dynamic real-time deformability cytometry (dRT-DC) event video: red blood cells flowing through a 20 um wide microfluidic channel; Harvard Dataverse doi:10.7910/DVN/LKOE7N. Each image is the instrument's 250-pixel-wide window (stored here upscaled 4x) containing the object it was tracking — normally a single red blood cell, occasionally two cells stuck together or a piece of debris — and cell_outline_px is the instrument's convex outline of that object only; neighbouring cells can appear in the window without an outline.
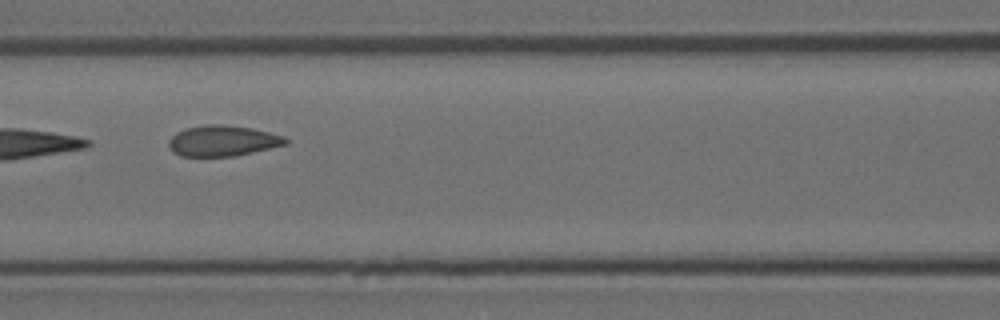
{"species": "Egyptian fruit bat (a non-hibernating species)", "species_latin": "Rousettus aegyptiacus", "temperature_condition": "room temperature", "stored_images_in_passage": 7, "camera_frame_rate_fps": 3000, "um_per_image_px": 0.085, "animal": {"sex": "female"}, "frame": {"image": 1, "passage_image": 5, "time_ms": 5.333, "image_size_px": [1000, 320], "cell_outline_px": [[288, 144], [236, 156], [180, 156], [172, 152], [168, 144], [168, 140], [176, 132], [184, 128], [204, 124], [224, 124], [252, 128], [284, 136], [288, 140]], "centroid_in_image_um": [18.91, 11.96], "position_along_channel_um": 147.7, "area_um2": 21.15}}
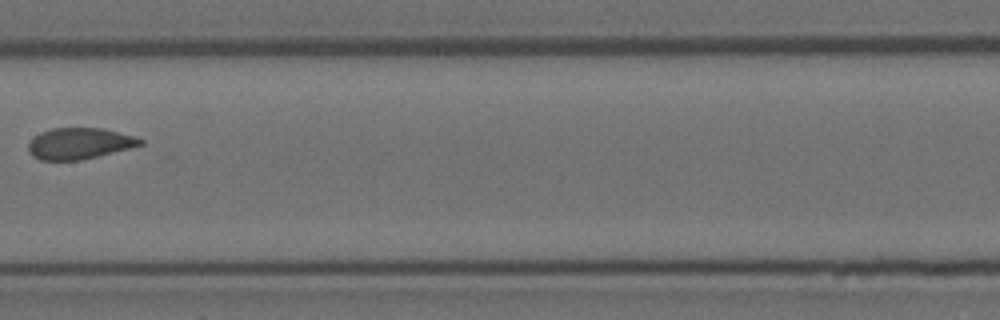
{"frame": {"image": 2, "passage_image": 6, "time_ms": 6.667, "image_size_px": [1000, 320], "cell_outline_px": [[144, 144], [80, 160], [40, 160], [32, 156], [28, 152], [28, 144], [40, 132], [52, 128], [104, 128], [132, 136], [144, 140]], "centroid_in_image_um": [6.71, 12.19], "position_along_channel_um": 200.7, "area_um2": 20.11}}
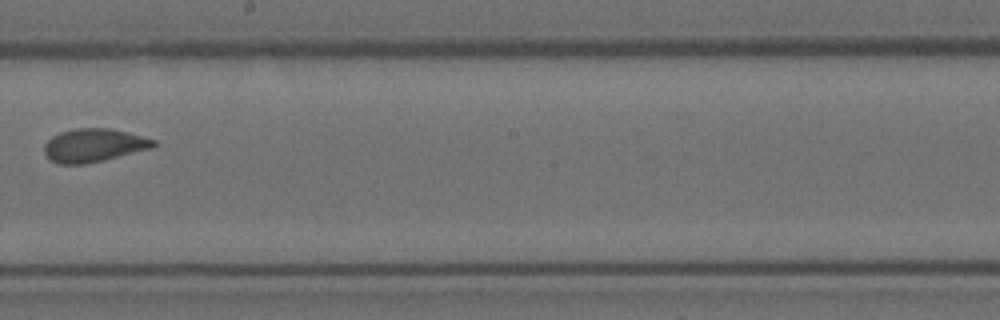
{"frame": {"image": 3, "passage_image": 7, "time_ms": 7.667, "image_size_px": [1000, 320], "cell_outline_px": [[156, 144], [152, 148], [104, 160], [84, 164], [60, 164], [52, 160], [44, 152], [44, 144], [52, 136], [60, 132], [76, 128], [112, 128], [128, 132], [156, 140]], "centroid_in_image_um": [7.98, 12.34], "position_along_channel_um": 240.2, "area_um2": 21.15}}